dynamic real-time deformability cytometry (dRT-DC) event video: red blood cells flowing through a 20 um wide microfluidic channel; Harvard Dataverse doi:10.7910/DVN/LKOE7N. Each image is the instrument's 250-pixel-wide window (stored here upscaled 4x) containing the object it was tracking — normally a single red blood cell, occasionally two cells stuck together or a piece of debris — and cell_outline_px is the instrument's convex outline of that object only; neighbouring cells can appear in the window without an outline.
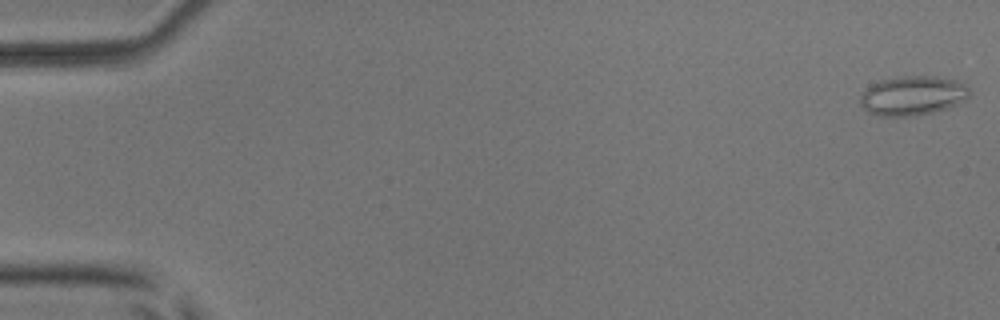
{"species": "common noctule bat (a hibernating species)", "species_latin": "Nyctalus noctula", "temperature_condition": "room temperature", "stored_images_in_passage": 5, "camera_frame_rate_fps": 3000, "um_per_image_px": 0.085, "animal": {"sex": "male", "body_mass_g": 17.9, "forearm_length_mm": 54.2}, "frame": {"image": 1, "passage_image": 1, "time_ms": 0.0, "image_size_px": [1000, 320], "cell_outline_px": [[968, 96], [964, 100], [948, 108], [932, 112], [908, 116], [880, 116], [868, 112], [860, 104], [860, 96], [872, 84], [880, 80], [904, 76], [936, 76], [956, 80], [968, 84]], "centroid_in_image_um": [77.58, 8.12], "position_along_channel_um": 7.4, "area_um2": 24.91}}